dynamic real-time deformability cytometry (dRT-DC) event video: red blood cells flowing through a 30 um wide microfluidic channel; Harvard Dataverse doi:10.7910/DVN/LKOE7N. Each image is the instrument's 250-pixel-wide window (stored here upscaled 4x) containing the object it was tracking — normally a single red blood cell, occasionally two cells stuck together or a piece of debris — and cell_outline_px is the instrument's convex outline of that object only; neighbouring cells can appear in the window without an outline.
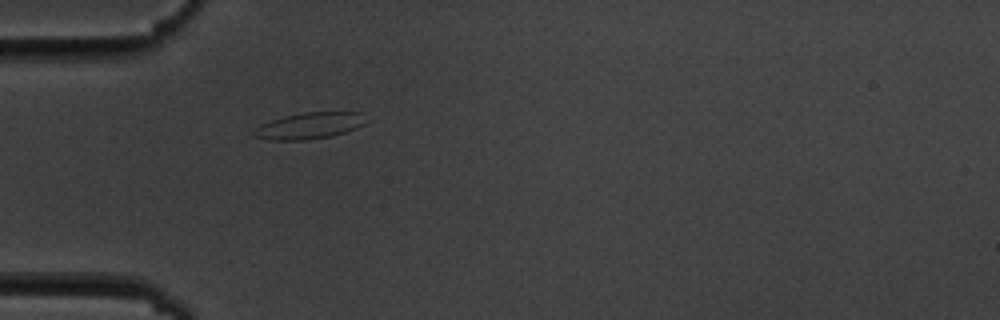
{"species": "common noctule bat (a hibernating species)", "species_latin": "Nyctalus noctula", "temperature_condition": "cold", "stored_images_in_passage": 2, "camera_frame_rate_fps": 3000, "um_per_image_px": 0.085, "animal": {"sex": "male", "body_mass_g": 19.5, "forearm_length_mm": 54.6}, "frame": {"image": 1, "passage_image": 2, "time_ms": 1.333, "image_size_px": [1000, 320], "cell_outline_px": [[372, 120], [356, 128], [332, 136], [308, 140], [268, 140], [252, 136], [252, 132], [260, 124], [284, 116], [304, 112], [364, 112]], "centroid_in_image_um": [26.36, 10.68], "position_along_channel_um": 58.6, "area_um2": 17.63}}